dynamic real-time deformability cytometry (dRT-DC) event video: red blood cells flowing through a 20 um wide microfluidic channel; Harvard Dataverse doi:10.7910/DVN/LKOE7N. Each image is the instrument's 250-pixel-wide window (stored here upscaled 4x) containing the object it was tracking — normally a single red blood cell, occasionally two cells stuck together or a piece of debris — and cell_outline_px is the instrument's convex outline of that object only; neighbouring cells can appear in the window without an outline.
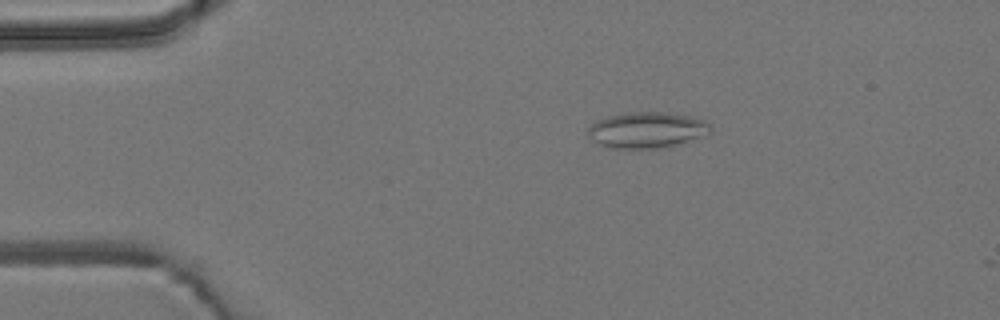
{"species": "common noctule bat (a hibernating species)", "species_latin": "Nyctalus noctula", "temperature_condition": "room temperature", "stored_images_in_passage": 4, "camera_frame_rate_fps": 3000, "um_per_image_px": 0.085, "animal": {"sex": "male", "body_mass_g": 19.2, "forearm_length_mm": 51.8}, "frame": {"image": 1, "passage_image": 3, "time_ms": 2.333, "image_size_px": [1000, 320], "cell_outline_px": [[712, 132], [676, 144], [656, 148], [608, 148], [592, 140], [588, 136], [588, 128], [596, 120], [608, 116], [632, 112], [660, 112], [688, 116], [704, 120], [712, 128]], "centroid_in_image_um": [54.93, 11.05], "position_along_channel_um": 30.1, "area_um2": 25.26}}